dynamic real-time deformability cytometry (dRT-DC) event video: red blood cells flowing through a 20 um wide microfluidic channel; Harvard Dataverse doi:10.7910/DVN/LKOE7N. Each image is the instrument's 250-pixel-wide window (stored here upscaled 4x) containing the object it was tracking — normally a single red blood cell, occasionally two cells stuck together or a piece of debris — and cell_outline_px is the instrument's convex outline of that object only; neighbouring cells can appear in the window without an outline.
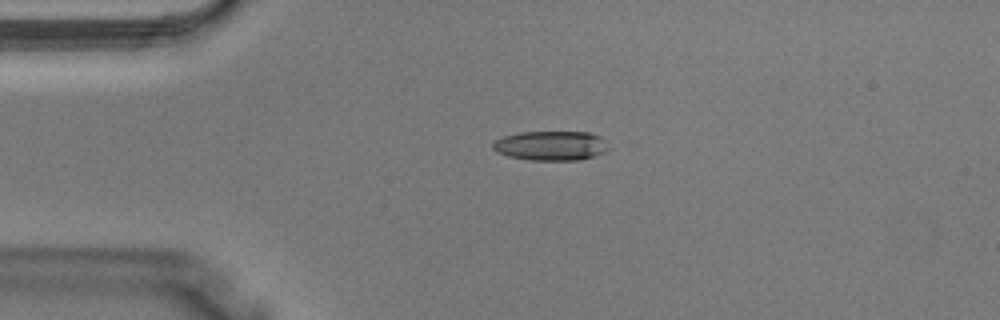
{"species": "Egyptian fruit bat (a non-hibernating species)", "species_latin": "Rousettus aegyptiacus", "temperature_condition": "warm", "stored_images_in_passage": 31, "camera_frame_rate_fps": 3000, "um_per_image_px": 0.085, "animal": {"sex": "male"}, "frame": {"image": 1, "passage_image": 1, "time_ms": 0.0, "image_size_px": [1000, 320], "cell_outline_px": [[608, 148], [604, 152], [580, 160], [528, 160], [508, 156], [496, 152], [492, 148], [492, 144], [496, 140], [504, 136], [520, 132], [588, 132], [600, 136]], "centroid_in_image_um": [46.78, 12.38], "position_along_channel_um": 38.2, "area_um2": 19.77}}
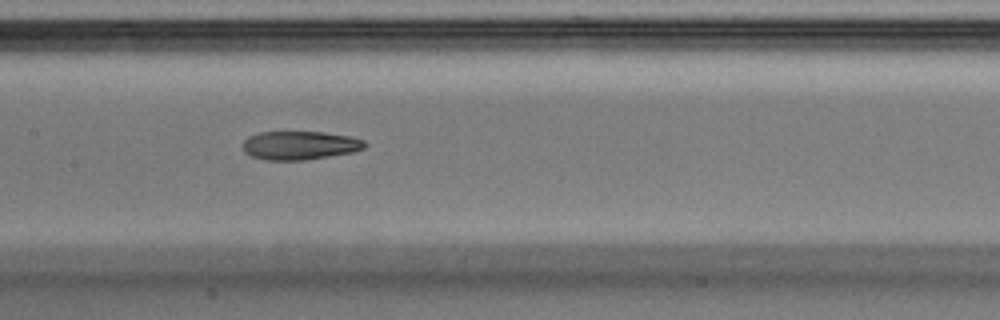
{"frame": {"image": 2, "passage_image": 11, "time_ms": 3.333, "image_size_px": [1000, 320], "cell_outline_px": [[368, 144], [364, 148], [352, 152], [304, 160], [264, 160], [252, 156], [244, 152], [244, 140], [248, 136], [260, 132], [324, 132], [352, 136], [364, 140]], "centroid_in_image_um": [25.5, 12.35], "position_along_channel_um": 181.9, "area_um2": 20.35}}
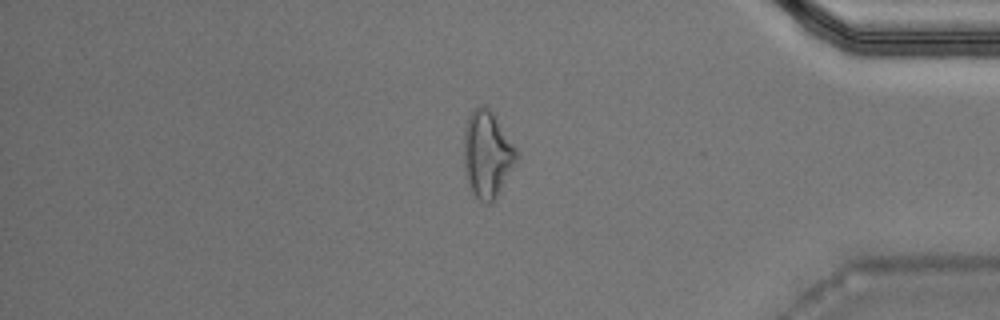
{"frame": {"image": 3, "passage_image": 25, "time_ms": 8.0, "image_size_px": [1000, 320], "cell_outline_px": [[516, 160], [500, 192], [488, 204], [484, 204], [468, 188], [464, 172], [464, 132], [468, 116], [476, 108], [488, 108], [492, 112], [516, 148]], "centroid_in_image_um": [41.38, 13.17], "position_along_channel_um": 393.8, "area_um2": 26.13}}